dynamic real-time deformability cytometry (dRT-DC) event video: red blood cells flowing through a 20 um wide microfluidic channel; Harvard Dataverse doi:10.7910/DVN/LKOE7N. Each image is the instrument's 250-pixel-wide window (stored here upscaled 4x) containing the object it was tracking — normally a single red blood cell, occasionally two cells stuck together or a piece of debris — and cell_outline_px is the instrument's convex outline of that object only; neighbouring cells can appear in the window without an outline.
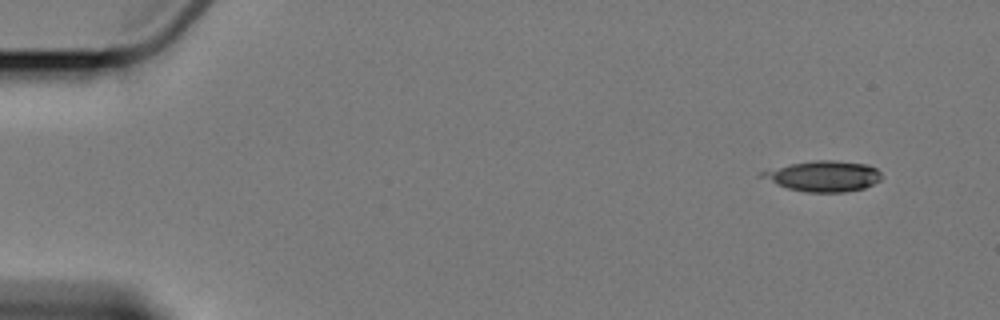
{"species": "Egyptian fruit bat (a non-hibernating species)", "species_latin": "Rousettus aegyptiacus", "temperature_condition": "cold", "stored_images_in_passage": 4, "camera_frame_rate_fps": 3000, "um_per_image_px": 0.085, "animal": {"sex": "female"}, "frame": {"image": 1, "passage_image": 1, "time_ms": 0.0, "image_size_px": [1000, 320], "cell_outline_px": [[880, 180], [864, 188], [844, 192], [804, 192], [788, 188], [776, 184], [756, 176], [760, 172], [792, 164], [816, 160], [832, 160], [868, 164], [876, 168], [880, 172]], "centroid_in_image_um": [69.98, 14.97], "position_along_channel_um": 15.0, "area_um2": 21.21}}
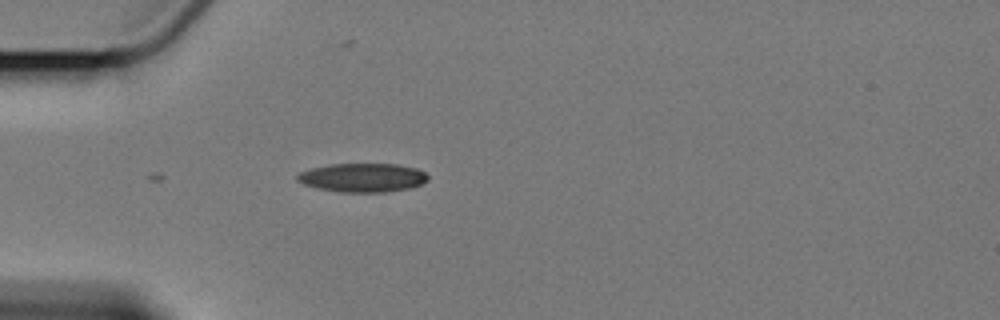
{"frame": {"image": 2, "passage_image": 4, "time_ms": 4.333, "image_size_px": [1000, 320], "cell_outline_px": [[428, 180], [420, 184], [408, 188], [384, 192], [340, 192], [320, 188], [304, 184], [296, 180], [296, 176], [300, 172], [312, 168], [328, 164], [396, 164], [416, 168], [424, 172], [428, 176]], "centroid_in_image_um": [30.81, 15.09], "position_along_channel_um": 54.2, "area_um2": 21.73}}